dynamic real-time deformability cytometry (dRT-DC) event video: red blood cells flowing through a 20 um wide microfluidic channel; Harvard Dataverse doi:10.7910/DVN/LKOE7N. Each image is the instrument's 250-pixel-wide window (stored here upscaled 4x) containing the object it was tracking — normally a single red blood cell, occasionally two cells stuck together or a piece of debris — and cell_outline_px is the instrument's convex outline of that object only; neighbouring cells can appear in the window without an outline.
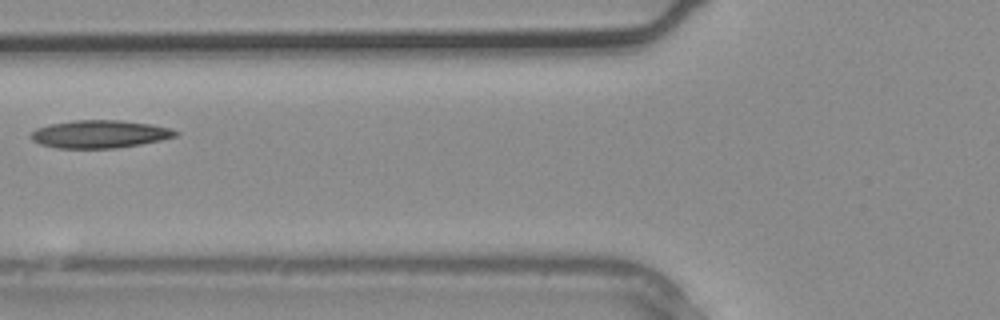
{"species": "common noctule bat (a hibernating species)", "species_latin": "Nyctalus noctula", "temperature_condition": "warm", "stored_images_in_passage": 6, "camera_frame_rate_fps": 3000, "um_per_image_px": 0.085, "animal": {"sex": "male", "body_mass_g": 20.4}, "frame": {"image": 1, "passage_image": 5, "time_ms": 1.333, "image_size_px": [1000, 320], "cell_outline_px": [[180, 132], [176, 136], [160, 140], [140, 144], [116, 148], [56, 148], [40, 144], [32, 140], [28, 136], [36, 128], [48, 124], [76, 120], [120, 120], [152, 124], [172, 128]], "centroid_in_image_um": [8.46, 11.39], "position_along_channel_um": 117.3, "area_um2": 23.58}}